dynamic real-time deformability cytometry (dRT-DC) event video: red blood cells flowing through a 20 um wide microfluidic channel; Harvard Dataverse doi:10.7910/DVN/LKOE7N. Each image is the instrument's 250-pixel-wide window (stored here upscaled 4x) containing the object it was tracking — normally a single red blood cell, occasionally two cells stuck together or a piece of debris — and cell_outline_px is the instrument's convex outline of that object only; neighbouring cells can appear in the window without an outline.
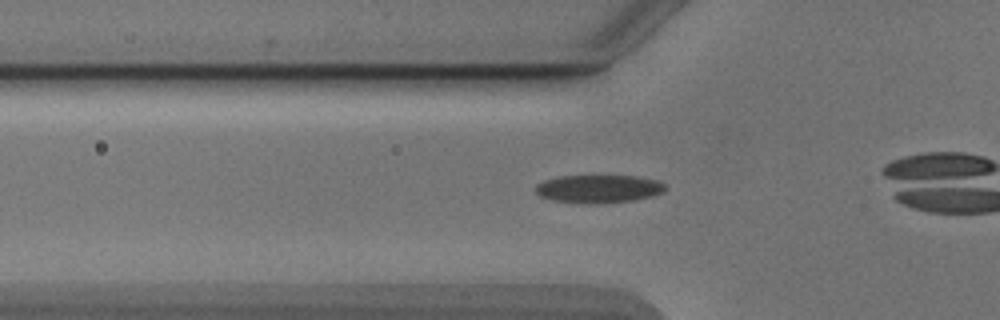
{"species": "Egyptian fruit bat (a non-hibernating species)", "species_latin": "Rousettus aegyptiacus", "temperature_condition": "cold", "stored_images_in_passage": 32, "camera_frame_rate_fps": 3000, "um_per_image_px": 0.085, "animal": {"sex": "male"}, "frame": {"image": 1, "passage_image": 7, "time_ms": 2.0, "image_size_px": [1000, 320], "cell_outline_px": [[668, 188], [664, 192], [652, 196], [632, 200], [596, 204], [580, 204], [552, 200], [540, 196], [536, 192], [536, 184], [544, 180], [560, 176], [636, 176], [656, 180], [664, 184]], "centroid_in_image_um": [50.87, 16.06], "position_along_channel_um": 74.9, "area_um2": 21.33}}
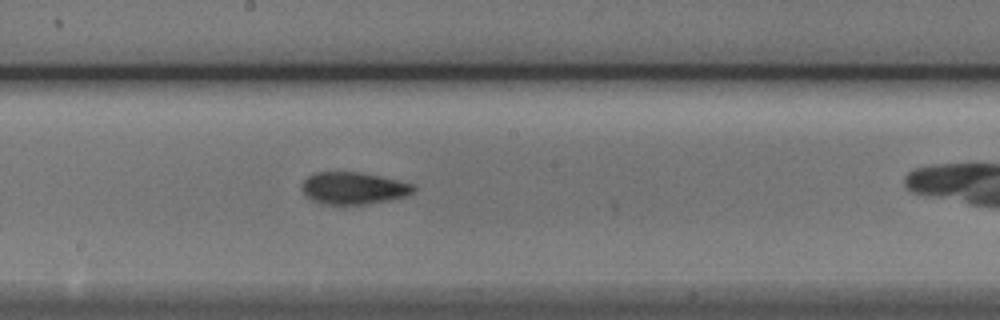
{"frame": {"image": 2, "passage_image": 18, "time_ms": 5.667, "image_size_px": [1000, 320], "cell_outline_px": [[416, 188], [412, 192], [404, 196], [388, 200], [344, 208], [320, 204], [312, 200], [304, 192], [304, 180], [312, 172], [360, 172], [396, 180], [412, 184]], "centroid_in_image_um": [30.0, 16.04], "position_along_channel_um": 218.2, "area_um2": 21.15}}
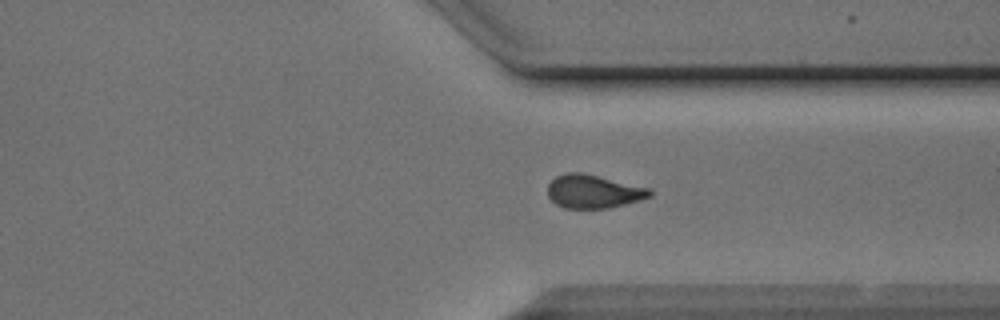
{"frame": {"image": 3, "passage_image": 29, "time_ms": 9.333, "image_size_px": [1000, 320], "cell_outline_px": [[652, 196], [640, 200], [608, 208], [564, 208], [556, 204], [548, 196], [548, 184], [556, 176], [564, 172], [580, 172], [652, 188]], "centroid_in_image_um": [50.45, 16.27], "position_along_channel_um": 361.0, "area_um2": 19.94}}